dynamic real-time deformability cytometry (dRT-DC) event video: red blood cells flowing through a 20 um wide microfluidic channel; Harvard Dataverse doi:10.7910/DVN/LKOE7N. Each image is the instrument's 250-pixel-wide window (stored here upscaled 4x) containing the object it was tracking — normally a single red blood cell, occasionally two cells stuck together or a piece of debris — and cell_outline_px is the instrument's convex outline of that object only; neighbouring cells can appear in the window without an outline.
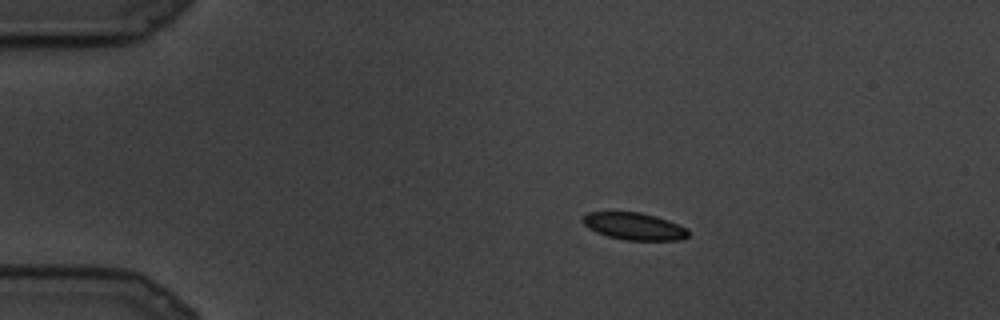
{"species": "common noctule bat (a hibernating species)", "species_latin": "Nyctalus noctula", "temperature_condition": "cold", "stored_images_in_passage": 15, "camera_frame_rate_fps": 3000, "um_per_image_px": 0.085, "animal": {"sex": "male", "body_mass_g": 19.5, "forearm_length_mm": 54.6}, "frame": {"image": 1, "passage_image": 4, "time_ms": 1.0, "image_size_px": [1000, 320], "cell_outline_px": [[688, 236], [684, 240], [624, 240], [608, 236], [596, 232], [588, 228], [580, 220], [588, 212], [640, 212], [656, 216], [668, 220], [688, 228]], "centroid_in_image_um": [53.91, 19.23], "position_along_channel_um": 31.1, "area_um2": 16.82}}
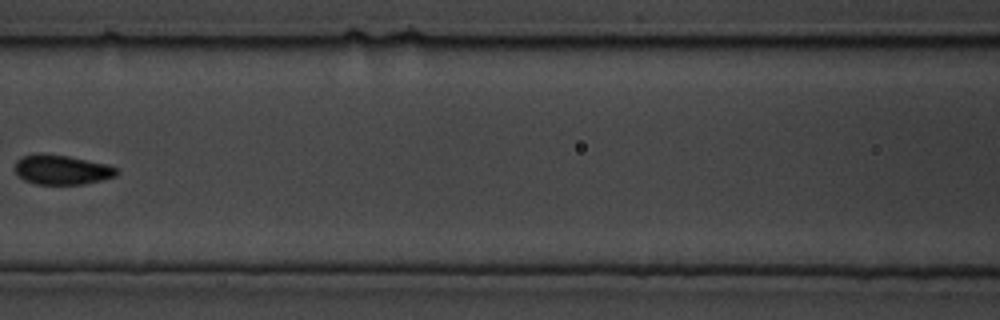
{"frame": {"image": 2, "passage_image": 11, "time_ms": 3.333, "image_size_px": [1000, 320], "cell_outline_px": [[120, 172], [116, 176], [84, 184], [36, 184], [24, 180], [16, 172], [16, 160], [20, 156], [36, 152], [40, 152], [68, 156], [108, 164], [116, 168]], "centroid_in_image_um": [5.24, 14.4], "position_along_channel_um": 161.4, "area_um2": 17.74}}
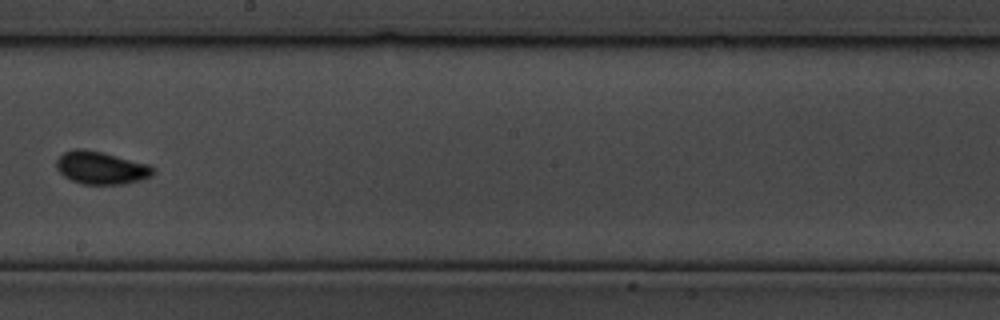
{"frame": {"image": 3, "passage_image": 14, "time_ms": 4.333, "image_size_px": [1000, 320], "cell_outline_px": [[156, 168], [152, 176], [140, 180], [124, 184], [84, 184], [72, 180], [64, 176], [56, 168], [56, 160], [64, 152], [72, 148], [80, 148], [100, 152], [148, 164]], "centroid_in_image_um": [8.59, 14.27], "position_along_channel_um": 239.6, "area_um2": 18.32}}